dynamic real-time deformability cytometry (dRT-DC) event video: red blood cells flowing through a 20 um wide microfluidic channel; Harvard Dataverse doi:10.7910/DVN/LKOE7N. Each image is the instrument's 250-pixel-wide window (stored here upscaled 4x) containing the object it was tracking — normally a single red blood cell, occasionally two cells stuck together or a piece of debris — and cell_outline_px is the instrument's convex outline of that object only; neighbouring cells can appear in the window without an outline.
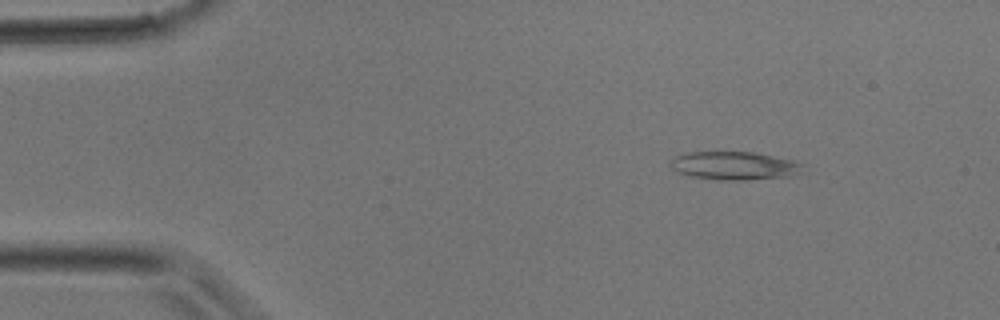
{"species": "common noctule bat (a hibernating species)", "species_latin": "Nyctalus noctula", "temperature_condition": "room temperature", "stored_images_in_passage": 36, "camera_frame_rate_fps": 3000, "um_per_image_px": 0.085, "animal": {"sex": "male", "body_mass_g": 17.9}, "frame": {"image": 1, "passage_image": 5, "time_ms": 1.333, "image_size_px": [1000, 320], "cell_outline_px": [[804, 164], [800, 172], [792, 176], [744, 180], [716, 180], [692, 176], [676, 172], [668, 164], [676, 156], [684, 152], [756, 152], [792, 160]], "centroid_in_image_um": [62.4, 14.08], "position_along_channel_um": 22.6, "area_um2": 21.91}}
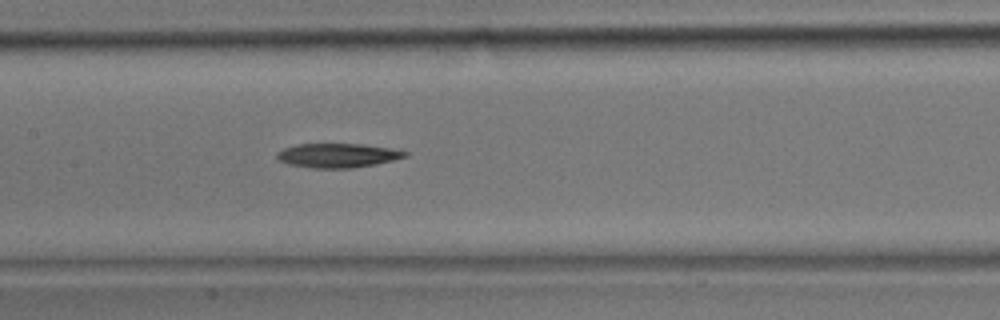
{"frame": {"image": 2, "passage_image": 17, "time_ms": 5.333, "image_size_px": [1000, 320], "cell_outline_px": [[408, 156], [376, 164], [352, 168], [312, 168], [288, 164], [280, 160], [276, 156], [276, 152], [284, 148], [296, 144], [360, 144], [388, 148], [408, 152]], "centroid_in_image_um": [28.67, 13.21], "position_along_channel_um": 178.7, "area_um2": 17.92}}
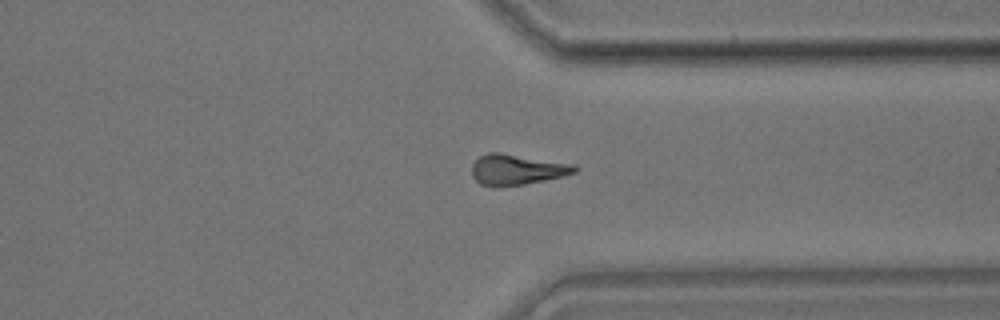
{"frame": {"image": 3, "passage_image": 27, "time_ms": 8.667, "image_size_px": [1000, 320], "cell_outline_px": [[580, 168], [576, 172], [544, 180], [524, 184], [492, 188], [480, 184], [472, 176], [472, 164], [480, 156], [488, 152], [496, 152], [576, 164]], "centroid_in_image_um": [43.92, 14.42], "position_along_channel_um": 367.5, "area_um2": 18.38}}